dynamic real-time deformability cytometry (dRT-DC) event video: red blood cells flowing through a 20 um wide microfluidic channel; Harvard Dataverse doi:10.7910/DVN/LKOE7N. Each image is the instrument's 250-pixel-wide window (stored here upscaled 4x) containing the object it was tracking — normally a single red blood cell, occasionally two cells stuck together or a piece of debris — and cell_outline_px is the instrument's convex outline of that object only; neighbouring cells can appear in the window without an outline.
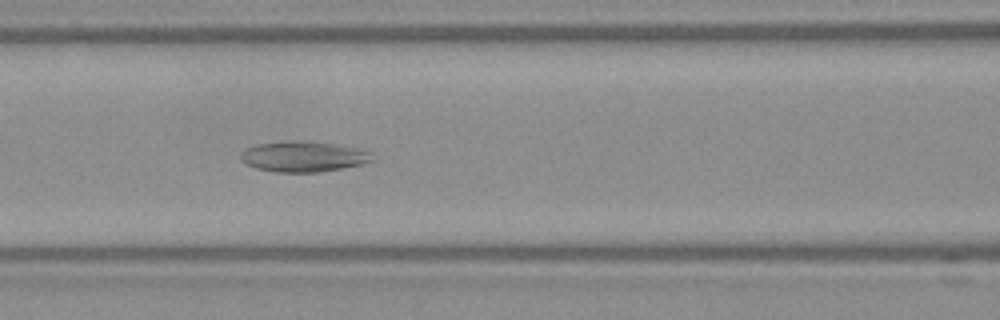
{"species": "Egyptian fruit bat (a non-hibernating species)", "species_latin": "Rousettus aegyptiacus", "temperature_condition": "warm", "stored_images_in_passage": 53, "camera_frame_rate_fps": 3000, "um_per_image_px": 0.085, "frame": {"image": 1, "passage_image": 23, "time_ms": 7.333, "image_size_px": [1000, 320], "cell_outline_px": [[376, 160], [364, 164], [344, 168], [320, 172], [276, 172], [256, 168], [248, 164], [240, 156], [240, 152], [256, 144], [292, 140], [312, 140], [336, 144], [356, 148], [368, 152], [376, 156]], "centroid_in_image_um": [25.86, 13.3], "position_along_channel_um": 140.7, "area_um2": 23.7}}
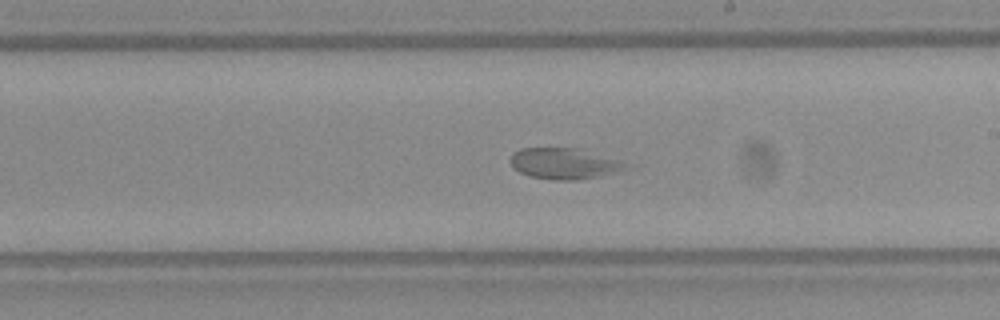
{"frame": {"image": 2, "passage_image": 31, "time_ms": 10.0, "image_size_px": [1000, 320], "cell_outline_px": [[640, 164], [636, 168], [624, 172], [576, 180], [556, 180], [532, 176], [520, 172], [512, 168], [512, 152], [520, 148], [580, 148]], "centroid_in_image_um": [48.23, 13.9], "position_along_channel_um": 240.8, "area_um2": 21.91}}
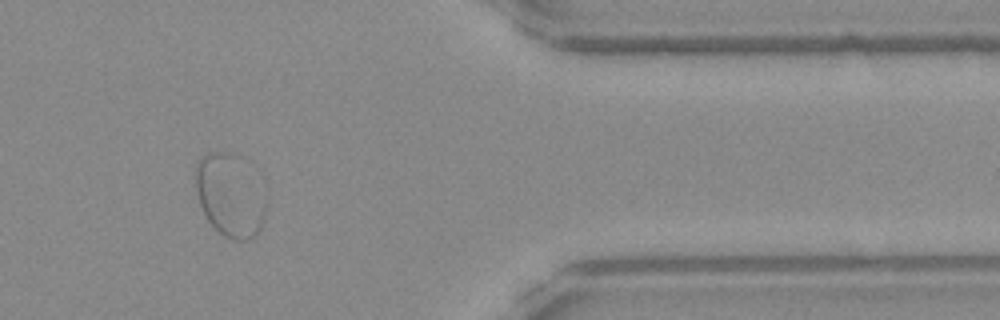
{"frame": {"image": 3, "passage_image": 45, "time_ms": 14.667, "image_size_px": [1000, 320], "cell_outline_px": [[264, 220], [256, 236], [248, 240], [232, 240], [224, 236], [208, 220], [200, 204], [196, 188], [196, 164], [200, 156], [212, 152], [236, 152], [244, 156], [248, 160], [264, 204]], "centroid_in_image_um": [19.53, 16.55], "position_along_channel_um": 391.9, "area_um2": 33.87}}